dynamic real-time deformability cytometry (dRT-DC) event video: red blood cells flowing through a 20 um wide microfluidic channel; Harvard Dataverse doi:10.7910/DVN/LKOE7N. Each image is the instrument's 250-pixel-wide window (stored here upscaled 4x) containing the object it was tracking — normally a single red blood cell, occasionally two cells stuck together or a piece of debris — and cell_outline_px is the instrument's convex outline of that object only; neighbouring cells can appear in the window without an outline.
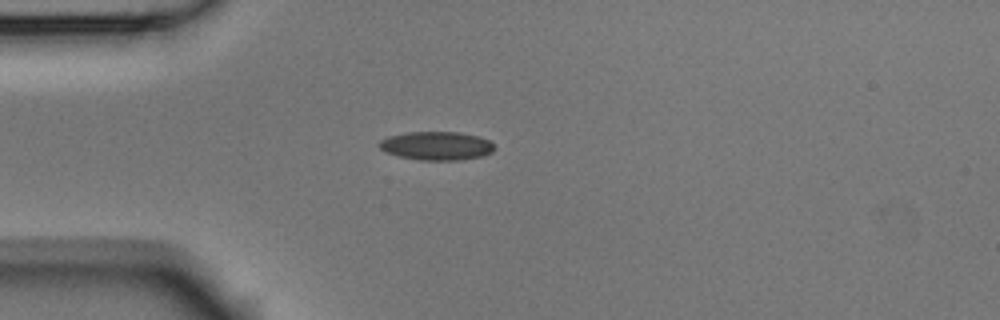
{"species": "Egyptian fruit bat (a non-hibernating species)", "species_latin": "Rousettus aegyptiacus", "temperature_condition": "room temperature", "stored_images_in_passage": 6, "camera_frame_rate_fps": 3000, "um_per_image_px": 0.085, "animal": {"sex": "male"}, "frame": {"image": 1, "passage_image": 5, "time_ms": 1.333, "image_size_px": [1000, 320], "cell_outline_px": [[496, 148], [492, 152], [480, 156], [460, 160], [420, 160], [400, 156], [384, 152], [376, 144], [380, 140], [388, 136], [408, 132], [460, 132], [476, 136], [488, 140]], "centroid_in_image_um": [37.06, 12.39], "position_along_channel_um": 47.9, "area_um2": 19.13}}